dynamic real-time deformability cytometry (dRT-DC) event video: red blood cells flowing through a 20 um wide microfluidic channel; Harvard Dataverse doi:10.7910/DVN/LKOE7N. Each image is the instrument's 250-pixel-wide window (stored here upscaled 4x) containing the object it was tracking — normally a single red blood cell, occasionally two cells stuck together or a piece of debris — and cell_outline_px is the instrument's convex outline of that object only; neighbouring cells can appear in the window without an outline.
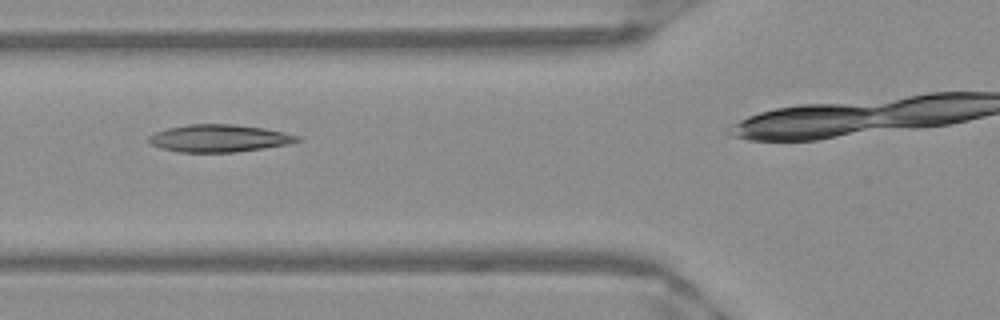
{"species": "Egyptian fruit bat (a non-hibernating species)", "species_latin": "Rousettus aegyptiacus", "temperature_condition": "warm", "stored_images_in_passage": 35, "camera_frame_rate_fps": 3000, "um_per_image_px": 0.085, "frame": {"image": 1, "passage_image": 13, "time_ms": 4.0, "image_size_px": [1000, 320], "cell_outline_px": [[304, 140], [288, 144], [264, 148], [236, 152], [180, 152], [160, 148], [152, 144], [148, 140], [148, 136], [156, 132], [168, 128], [188, 124], [236, 124], [264, 128], [284, 132], [300, 136]], "centroid_in_image_um": [18.66, 11.75], "position_along_channel_um": 107.1, "area_um2": 23.81}}
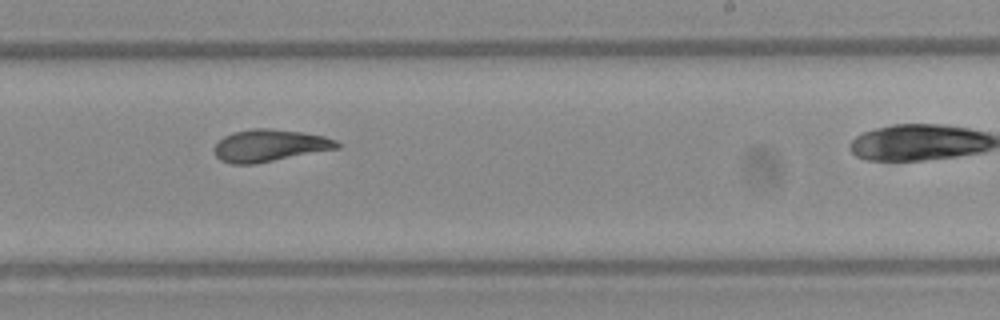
{"frame": {"image": 2, "passage_image": 25, "time_ms": 8.0, "image_size_px": [1000, 320], "cell_outline_px": [[340, 148], [252, 164], [232, 164], [220, 160], [216, 156], [212, 148], [224, 136], [232, 132], [252, 128], [272, 128], [304, 132], [324, 136], [336, 140], [340, 144]], "centroid_in_image_um": [22.9, 12.36], "position_along_channel_um": 266.1, "area_um2": 23.06}}
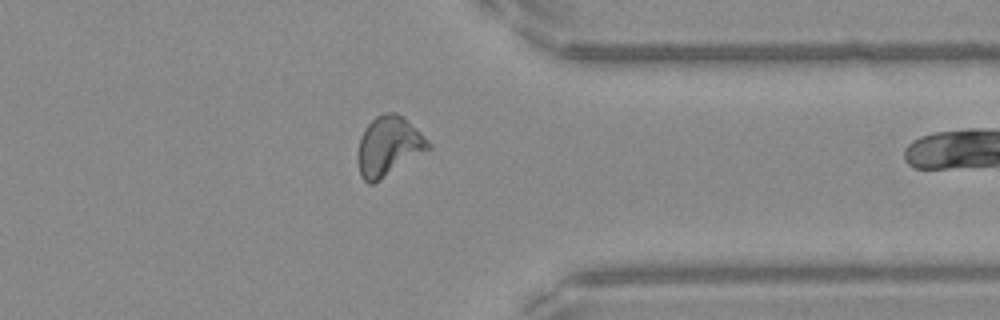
{"frame": {"image": 3, "passage_image": 34, "time_ms": 11.0, "image_size_px": [1000, 320], "cell_outline_px": [[432, 148], [372, 184], [368, 184], [360, 176], [356, 156], [360, 136], [364, 128], [376, 116], [384, 112], [396, 112], [408, 120], [432, 144]], "centroid_in_image_um": [33.01, 12.42], "position_along_channel_um": 378.4, "area_um2": 24.62}}